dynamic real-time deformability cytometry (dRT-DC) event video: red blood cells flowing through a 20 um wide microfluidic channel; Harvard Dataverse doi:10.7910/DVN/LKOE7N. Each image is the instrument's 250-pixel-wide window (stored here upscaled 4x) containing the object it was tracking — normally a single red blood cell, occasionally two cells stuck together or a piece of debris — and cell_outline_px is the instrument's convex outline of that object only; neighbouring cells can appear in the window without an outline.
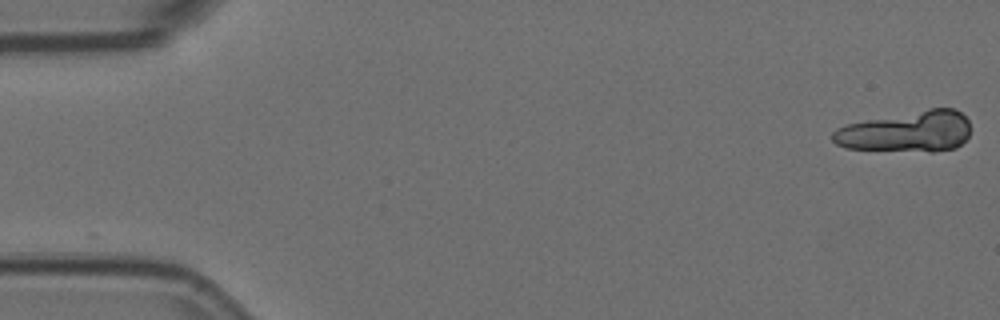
{"species": "Egyptian fruit bat (a non-hibernating species)", "species_latin": "Rousettus aegyptiacus", "temperature_condition": "room temperature", "stored_images_in_passage": 6, "segment_of_instrument_passage": [1, 2], "camera_frame_rate_fps": 3000, "um_per_image_px": 0.085, "animal": {"sex": "female"}, "frame": {"image": 1, "passage_image": 1, "time_ms": 0.0, "image_size_px": [1000, 320], "cell_outline_px": [[968, 136], [956, 148], [932, 152], [928, 152], [844, 148], [836, 144], [832, 140], [832, 132], [836, 128], [844, 124], [928, 108], [952, 108], [960, 112], [968, 120]], "centroid_in_image_um": [77.03, 11.19], "position_along_channel_um": 8.0, "area_um2": 33.06}}